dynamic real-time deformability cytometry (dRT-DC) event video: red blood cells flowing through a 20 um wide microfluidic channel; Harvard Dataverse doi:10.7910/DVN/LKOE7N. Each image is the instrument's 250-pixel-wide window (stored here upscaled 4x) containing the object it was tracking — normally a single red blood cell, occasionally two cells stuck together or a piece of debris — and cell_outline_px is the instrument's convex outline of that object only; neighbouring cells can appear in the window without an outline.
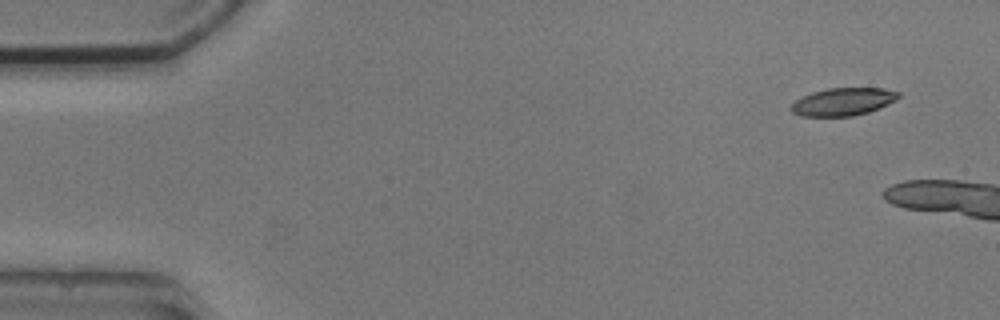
{"species": "common noctule bat (a hibernating species)", "species_latin": "Nyctalus noctula", "temperature_condition": "cold", "stored_images_in_passage": 3, "camera_frame_rate_fps": 3000, "um_per_image_px": 0.085, "animal": {"sex": "male", "body_mass_g": 20.5, "forearm_length_mm": 52.5}, "frame": {"image": 1, "passage_image": 1, "time_ms": 0.0, "image_size_px": [1000, 320], "cell_outline_px": [[900, 96], [896, 100], [888, 104], [868, 112], [852, 116], [800, 116], [792, 112], [792, 104], [796, 100], [812, 92], [828, 88], [884, 88], [900, 92]], "centroid_in_image_um": [71.69, 8.64], "position_along_channel_um": 13.3, "area_um2": 17.22}}